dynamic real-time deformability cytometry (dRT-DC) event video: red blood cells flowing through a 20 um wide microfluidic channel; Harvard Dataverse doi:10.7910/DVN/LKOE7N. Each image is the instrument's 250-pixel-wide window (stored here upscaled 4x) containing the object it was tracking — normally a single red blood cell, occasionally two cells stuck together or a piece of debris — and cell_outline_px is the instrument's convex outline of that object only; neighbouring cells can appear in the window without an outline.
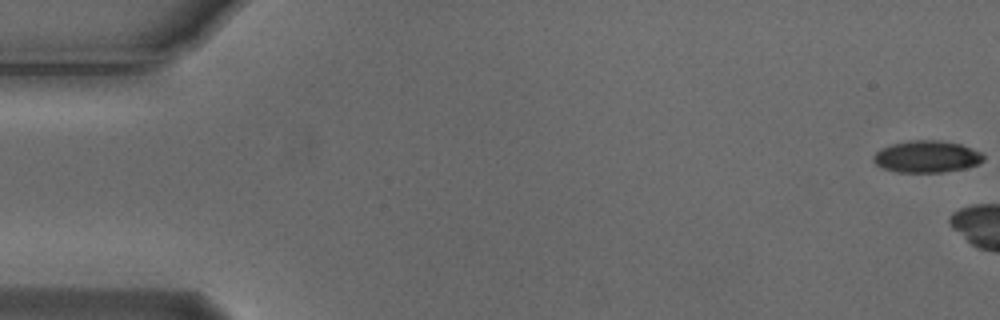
{"species": "Egyptian fruit bat (a non-hibernating species)", "species_latin": "Rousettus aegyptiacus", "temperature_condition": "cold", "stored_images_in_passage": 6, "camera_frame_rate_fps": 3000, "um_per_image_px": 0.085, "animal": {"sex": "male"}, "frame": {"image": 1, "passage_image": 1, "time_ms": 0.0, "image_size_px": [1000, 320], "cell_outline_px": [[984, 160], [976, 164], [964, 168], [944, 172], [896, 172], [884, 168], [876, 164], [872, 160], [872, 156], [880, 148], [892, 144], [908, 140], [940, 140], [960, 144], [980, 152], [984, 156]], "centroid_in_image_um": [78.73, 13.3], "position_along_channel_um": 6.3, "area_um2": 20.4}}